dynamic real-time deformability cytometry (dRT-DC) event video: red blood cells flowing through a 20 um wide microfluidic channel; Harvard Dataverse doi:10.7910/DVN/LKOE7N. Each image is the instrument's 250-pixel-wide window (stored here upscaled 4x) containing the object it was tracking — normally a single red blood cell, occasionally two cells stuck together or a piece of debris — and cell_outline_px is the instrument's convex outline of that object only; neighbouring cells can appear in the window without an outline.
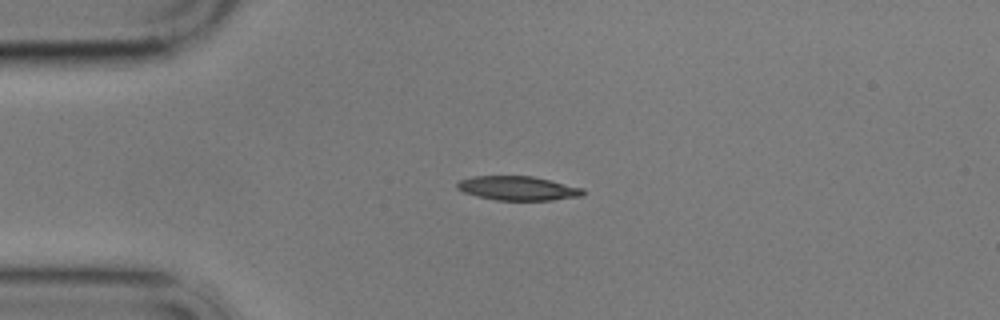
{"species": "common noctule bat (a hibernating species)", "species_latin": "Nyctalus noctula", "temperature_condition": "cold", "stored_images_in_passage": 4, "camera_frame_rate_fps": 3000, "um_per_image_px": 0.085, "animal": {"sex": "male", "body_mass_g": 17.9}, "frame": {"image": 1, "passage_image": 3, "time_ms": 2.333, "image_size_px": [1000, 320], "cell_outline_px": [[584, 196], [552, 200], [496, 200], [476, 196], [464, 192], [456, 188], [456, 184], [460, 180], [472, 176], [532, 176], [584, 188]], "centroid_in_image_um": [44.02, 16.0], "position_along_channel_um": 41.0, "area_um2": 17.74}}